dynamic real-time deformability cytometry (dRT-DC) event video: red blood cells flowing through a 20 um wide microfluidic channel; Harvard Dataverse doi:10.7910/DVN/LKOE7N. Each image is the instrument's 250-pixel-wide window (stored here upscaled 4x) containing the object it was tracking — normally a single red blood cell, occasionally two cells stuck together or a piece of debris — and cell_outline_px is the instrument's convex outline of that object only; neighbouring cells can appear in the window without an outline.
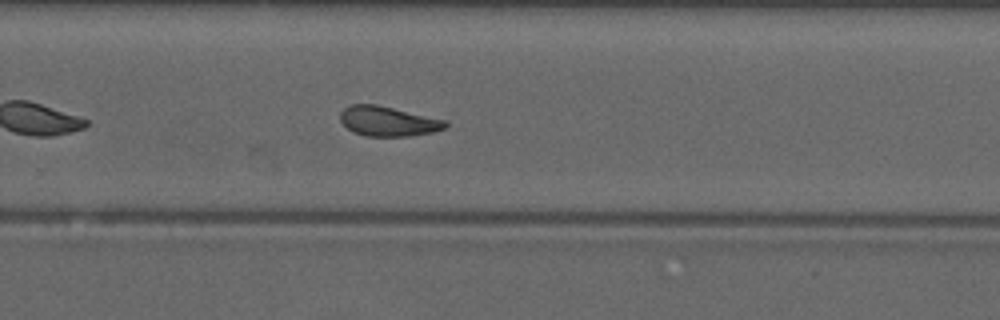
{"species": "common noctule bat (a hibernating species)", "species_latin": "Nyctalus noctula", "temperature_condition": "warm", "stored_images_in_passage": 33, "camera_frame_rate_fps": 3000, "um_per_image_px": 0.085, "animal": {"sex": "male", "forearm_length_mm": 52.5}, "frame": {"image": 1, "passage_image": 19, "time_ms": 6.0, "image_size_px": [1000, 320], "cell_outline_px": [[448, 128], [432, 132], [408, 136], [368, 136], [352, 132], [340, 120], [340, 112], [344, 108], [352, 104], [376, 104], [448, 120]], "centroid_in_image_um": [33.02, 10.3], "position_along_channel_um": 296.8, "area_um2": 18.38}, "authors_computed_cell_mechanics": {"area_um2": 18.5538, "velocity_mm_per_s": 4.1502, "shape_relaxation_time_tau1_ms": null, "shape_relaxation_time_tau2_ms": 4.9835, "deformation_change_tau1": null, "deformation_change_tau2": 0.1454}}